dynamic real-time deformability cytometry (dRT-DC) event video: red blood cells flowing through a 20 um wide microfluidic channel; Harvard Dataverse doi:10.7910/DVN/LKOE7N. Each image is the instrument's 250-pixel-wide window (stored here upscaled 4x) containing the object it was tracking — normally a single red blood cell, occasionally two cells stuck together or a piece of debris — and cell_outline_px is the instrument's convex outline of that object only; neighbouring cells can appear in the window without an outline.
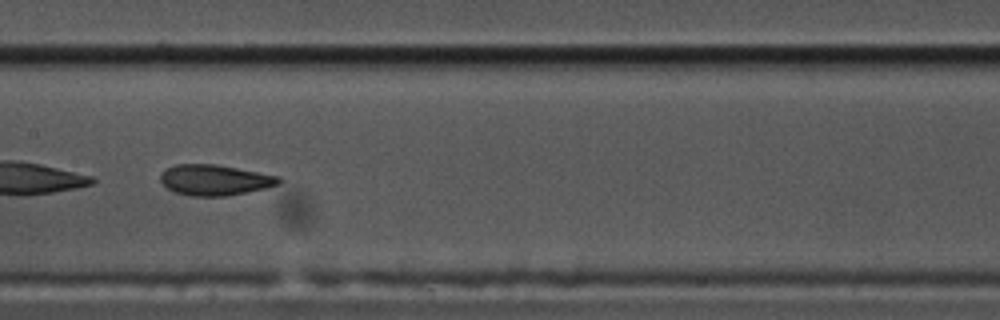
{"species": "common noctule bat (a hibernating species)", "species_latin": "Nyctalus noctula", "temperature_condition": "cold", "stored_images_in_passage": 55, "camera_frame_rate_fps": 3000, "um_per_image_px": 0.085, "animal": {"sex": "male", "body_mass_g": 17.5, "forearm_length_mm": 52.3}, "frame": {"image": 1, "passage_image": 27, "time_ms": 8.667, "image_size_px": [1000, 320], "cell_outline_px": [[280, 184], [264, 188], [224, 196], [192, 196], [176, 192], [168, 188], [160, 180], [160, 176], [164, 168], [176, 164], [216, 164], [280, 176]], "centroid_in_image_um": [18.23, 15.28], "position_along_channel_um": 189.2, "area_um2": 20.98}}
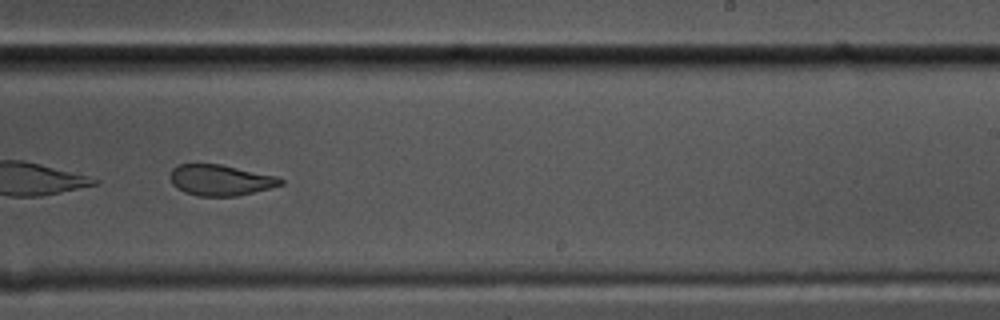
{"frame": {"image": 2, "passage_image": 34, "time_ms": 11.0, "image_size_px": [1000, 320], "cell_outline_px": [[284, 184], [236, 196], [196, 196], [184, 192], [176, 188], [172, 184], [168, 176], [172, 168], [176, 164], [220, 164], [276, 176], [284, 180]], "centroid_in_image_um": [18.67, 15.3], "position_along_channel_um": 270.3, "area_um2": 19.94}, "authors_computed_cell_mechanics": {"area_um2": 29.0156, "velocity_mm_per_s": 3.483, "shape_relaxation_time_tau1_ms": 11.0773, "shape_relaxation_time_tau2_ms": 2.1204, "deformation_change_tau1": 0.2345, "deformation_change_tau2": 0.0829}}